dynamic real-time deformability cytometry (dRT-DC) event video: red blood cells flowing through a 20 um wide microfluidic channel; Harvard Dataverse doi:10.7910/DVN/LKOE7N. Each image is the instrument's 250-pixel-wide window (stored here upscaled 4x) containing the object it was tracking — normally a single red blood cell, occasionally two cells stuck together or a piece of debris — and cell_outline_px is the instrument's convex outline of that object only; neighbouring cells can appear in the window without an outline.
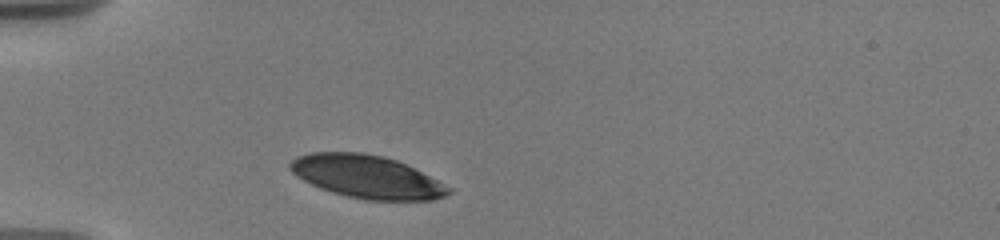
{"species": "human", "species_latin": "Homo sapiens", "temperature_condition": "warm", "stored_images_in_passage": 40, "camera_frame_rate_fps": 3000, "um_per_image_px": 0.085, "donor": {"sex": "male"}, "frame": {"image": 1, "passage_image": 1, "time_ms": 0.0, "image_size_px": [1000, 240], "cell_outline_px": [[452, 192], [444, 196], [432, 200], [364, 200], [332, 192], [320, 188], [296, 176], [288, 168], [288, 164], [296, 156], [312, 152], [364, 152], [384, 156], [396, 160], [452, 188]], "centroid_in_image_um": [31.14, 15.01], "position_along_channel_um": 53.9, "area_um2": 39.42}}
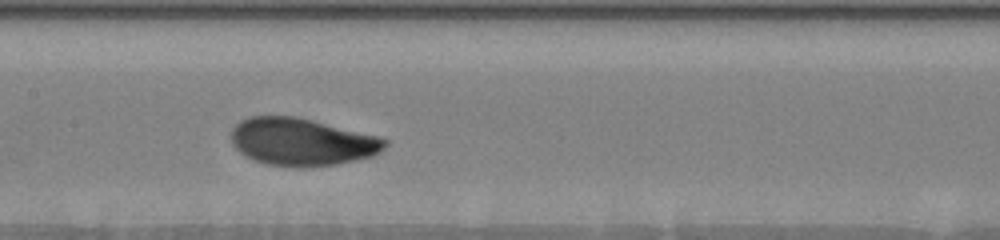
{"frame": {"image": 2, "passage_image": 20, "time_ms": 4.0, "image_size_px": [1000, 240], "cell_outline_px": [[388, 144], [380, 152], [372, 156], [356, 160], [336, 164], [264, 164], [252, 160], [244, 156], [232, 144], [232, 128], [240, 120], [248, 116], [296, 116], [380, 136], [388, 140]], "centroid_in_image_um": [25.65, 12.01], "position_along_channel_um": 181.7, "area_um2": 41.96}}
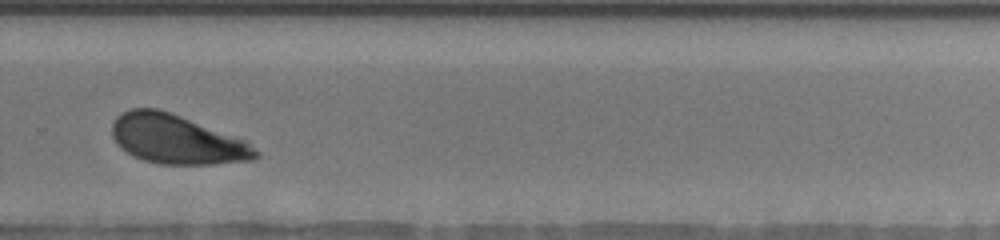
{"frame": {"image": 3, "passage_image": 34, "time_ms": 7.667, "image_size_px": [1000, 240], "cell_outline_px": [[260, 156], [256, 160], [212, 164], [156, 164], [132, 156], [120, 148], [116, 144], [112, 136], [112, 124], [116, 116], [128, 108], [156, 108], [180, 116], [248, 140], [260, 152]], "centroid_in_image_um": [15.04, 11.86], "position_along_channel_um": 314.8, "area_um2": 41.62}, "authors_computed_cell_mechanics": {"area_um2": 41.9917, "velocity_mm_per_s": 3.6411, "shape_relaxation_time_tau1_ms": 3.604, "shape_relaxation_time_tau2_ms": null, "deformation_change_tau1": 0.151, "deformation_change_tau2": null}}